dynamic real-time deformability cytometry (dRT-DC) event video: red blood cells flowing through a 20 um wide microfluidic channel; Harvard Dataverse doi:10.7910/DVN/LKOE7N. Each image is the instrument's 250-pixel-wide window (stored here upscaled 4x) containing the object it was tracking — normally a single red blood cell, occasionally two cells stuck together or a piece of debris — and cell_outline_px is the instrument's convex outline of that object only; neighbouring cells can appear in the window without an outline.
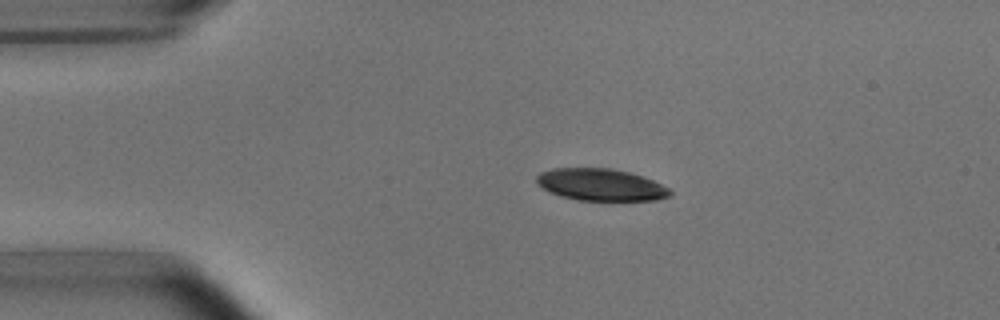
{"species": "common noctule bat (a hibernating species)", "species_latin": "Nyctalus noctula", "temperature_condition": "room temperature", "stored_images_in_passage": 5, "camera_frame_rate_fps": 3000, "um_per_image_px": 0.085, "animal": {"sex": "male", "body_mass_g": 15.6}, "frame": {"image": 1, "passage_image": 3, "time_ms": 2.333, "image_size_px": [1000, 320], "cell_outline_px": [[672, 196], [656, 200], [576, 200], [560, 196], [548, 192], [536, 184], [536, 176], [540, 172], [552, 168], [612, 168], [628, 172], [652, 180], [668, 188], [672, 192]], "centroid_in_image_um": [51.01, 15.7], "position_along_channel_um": 34.0, "area_um2": 24.97}}